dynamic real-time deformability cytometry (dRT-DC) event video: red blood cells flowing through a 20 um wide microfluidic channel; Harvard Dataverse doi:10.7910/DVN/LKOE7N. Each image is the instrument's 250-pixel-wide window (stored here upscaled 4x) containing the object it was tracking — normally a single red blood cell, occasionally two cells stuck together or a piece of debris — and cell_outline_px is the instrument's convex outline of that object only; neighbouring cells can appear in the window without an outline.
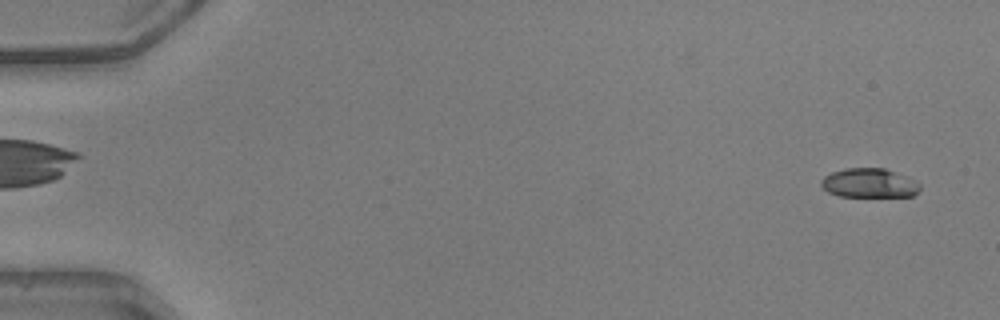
{"species": "common noctule bat (a hibernating species)", "species_latin": "Nyctalus noctula", "temperature_condition": "warm", "stored_images_in_passage": 9, "camera_frame_rate_fps": 3000, "um_per_image_px": 0.085, "animal": {"sex": "male", "body_mass_g": 20.5, "forearm_length_mm": 52.5}, "frame": {"image": 1, "passage_image": 2, "time_ms": 0.333, "image_size_px": [1000, 320], "cell_outline_px": [[920, 188], [912, 196], [840, 196], [828, 192], [820, 184], [820, 180], [824, 176], [832, 172], [844, 168], [884, 168], [916, 180], [920, 184]], "centroid_in_image_um": [73.87, 15.55], "position_along_channel_um": 11.1, "area_um2": 16.76}}